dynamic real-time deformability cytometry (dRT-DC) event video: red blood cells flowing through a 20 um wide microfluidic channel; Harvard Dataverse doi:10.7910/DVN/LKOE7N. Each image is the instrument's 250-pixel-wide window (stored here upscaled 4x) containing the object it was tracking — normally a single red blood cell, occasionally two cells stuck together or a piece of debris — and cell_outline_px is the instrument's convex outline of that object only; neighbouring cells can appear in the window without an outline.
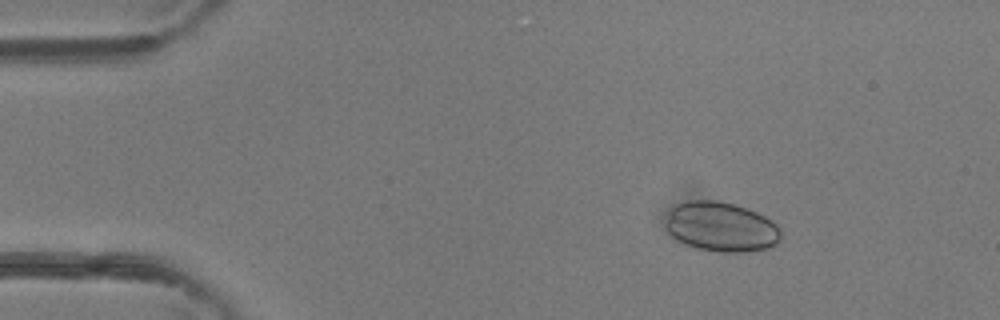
{"species": "common noctule bat (a hibernating species)", "species_latin": "Nyctalus noctula", "temperature_condition": "room temperature", "stored_images_in_passage": 46, "camera_frame_rate_fps": 3000, "um_per_image_px": 0.085, "animal": {"sex": "female"}, "frame": {"image": 1, "passage_image": 6, "time_ms": 1.667, "image_size_px": [1000, 320], "cell_outline_px": [[780, 240], [776, 244], [768, 248], [744, 252], [716, 252], [696, 248], [684, 244], [676, 240], [668, 232], [664, 224], [668, 208], [676, 204], [688, 200], [716, 200], [736, 204], [756, 212], [772, 220], [780, 228]], "centroid_in_image_um": [61.25, 19.27], "position_along_channel_um": 23.8, "area_um2": 33.93}}
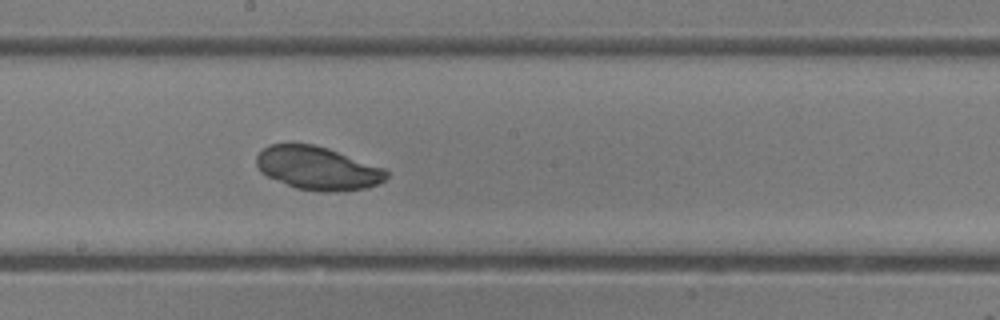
{"frame": {"image": 2, "passage_image": 25, "time_ms": 8.0, "image_size_px": [1000, 320], "cell_outline_px": [[388, 176], [380, 184], [368, 188], [336, 192], [320, 192], [296, 188], [268, 176], [260, 172], [256, 164], [256, 156], [268, 144], [312, 144], [328, 148], [384, 168], [388, 172]], "centroid_in_image_um": [27.02, 14.31], "position_along_channel_um": 221.2, "area_um2": 32.83}}
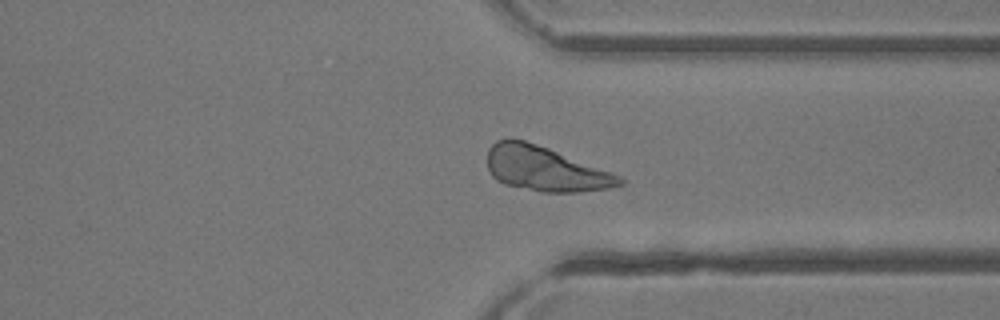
{"frame": {"image": 3, "passage_image": 35, "time_ms": 11.333, "image_size_px": [1000, 320], "cell_outline_px": [[624, 184], [608, 188], [580, 192], [540, 192], [504, 184], [496, 180], [492, 176], [488, 168], [488, 148], [496, 140], [524, 140], [548, 148], [612, 172], [620, 176], [624, 180]], "centroid_in_image_um": [46.35, 14.37], "position_along_channel_um": 365.1, "area_um2": 34.16}}